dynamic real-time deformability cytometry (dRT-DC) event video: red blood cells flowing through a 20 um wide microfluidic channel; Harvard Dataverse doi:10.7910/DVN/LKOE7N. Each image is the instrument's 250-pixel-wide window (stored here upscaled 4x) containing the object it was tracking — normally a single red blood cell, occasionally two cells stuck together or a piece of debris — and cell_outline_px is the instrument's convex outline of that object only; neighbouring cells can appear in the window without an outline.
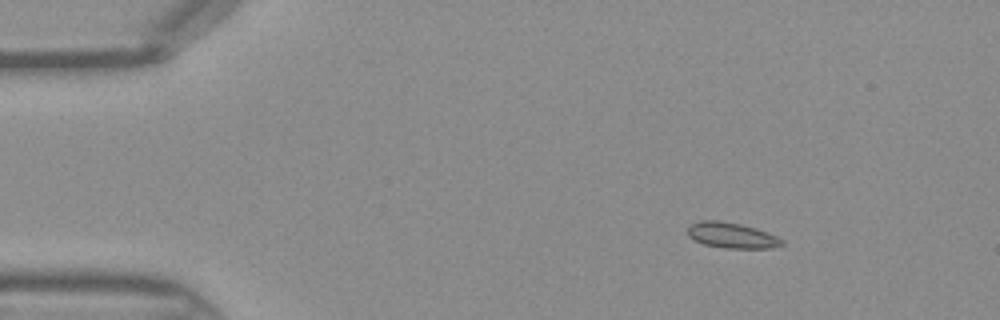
{"species": "Egyptian fruit bat (a non-hibernating species)", "species_latin": "Rousettus aegyptiacus", "temperature_condition": "warm", "stored_images_in_passage": 40, "camera_frame_rate_fps": 3000, "um_per_image_px": 0.085, "frame": {"image": 1, "passage_image": 1, "time_ms": 0.0, "image_size_px": [1000, 320], "cell_outline_px": [[784, 244], [772, 248], [724, 248], [704, 244], [688, 236], [688, 224], [700, 220], [720, 220], [740, 224], [756, 228], [768, 232], [784, 240]], "centroid_in_image_um": [62.2, 19.99], "position_along_channel_um": 22.8, "area_um2": 14.16}}
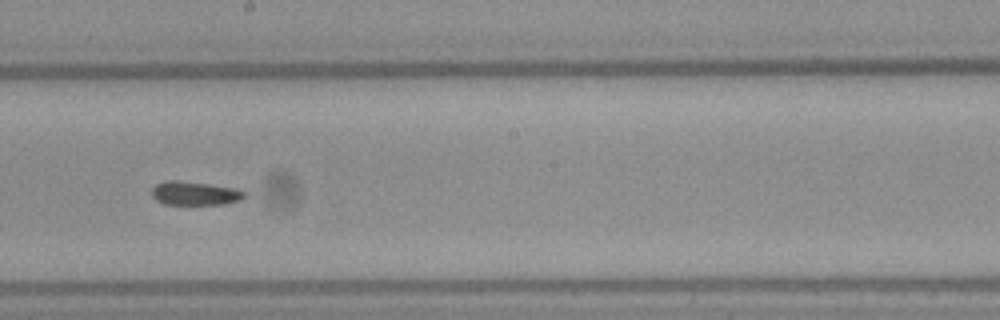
{"frame": {"image": 2, "passage_image": 20, "time_ms": 6.333, "image_size_px": [1000, 320], "cell_outline_px": [[244, 196], [236, 200], [224, 204], [164, 204], [156, 200], [152, 196], [152, 188], [156, 184], [168, 180], [180, 180], [236, 188], [244, 192]], "centroid_in_image_um": [16.49, 16.42], "position_along_channel_um": 231.7, "area_um2": 12.6}}
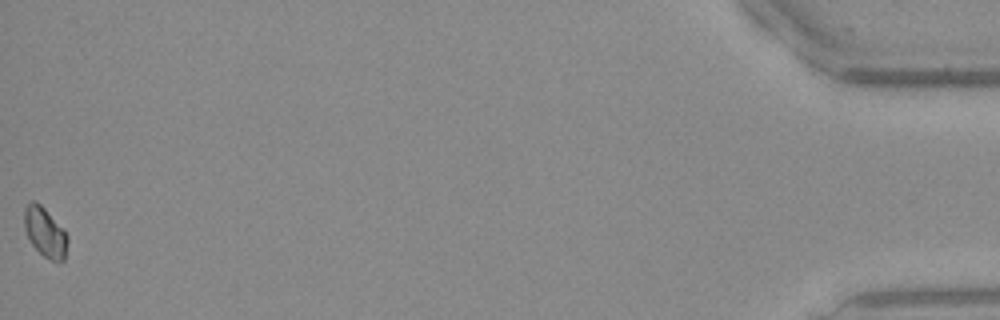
{"frame": {"image": 3, "passage_image": 40, "time_ms": 13.0, "image_size_px": [1000, 320], "cell_outline_px": [[68, 240], [64, 260], [52, 260], [44, 256], [32, 244], [24, 228], [24, 208], [32, 200], [36, 200], [64, 228], [68, 236]], "centroid_in_image_um": [3.83, 19.7], "position_along_channel_um": 431.4, "area_um2": 12.43}}